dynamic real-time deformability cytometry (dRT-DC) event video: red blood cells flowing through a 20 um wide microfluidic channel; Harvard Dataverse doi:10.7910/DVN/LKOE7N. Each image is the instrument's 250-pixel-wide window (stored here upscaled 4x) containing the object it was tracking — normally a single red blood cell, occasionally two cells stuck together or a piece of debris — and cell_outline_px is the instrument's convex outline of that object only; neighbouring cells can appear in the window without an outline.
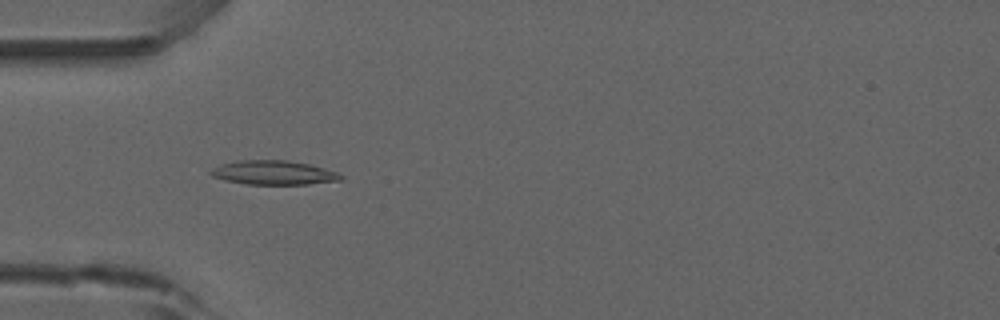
{"species": "common noctule bat (a hibernating species)", "species_latin": "Nyctalus noctula", "temperature_condition": "room temperature", "stored_images_in_passage": 50, "camera_frame_rate_fps": 3000, "um_per_image_px": 0.085, "animal": {"sex": "male", "forearm_length_mm": 52.5}, "frame": {"image": 1, "passage_image": 14, "time_ms": 4.333, "image_size_px": [1000, 320], "cell_outline_px": [[344, 180], [308, 184], [248, 184], [224, 180], [212, 176], [208, 172], [212, 168], [220, 164], [236, 160], [288, 160], [308, 164], [324, 168], [336, 172], [344, 176]], "centroid_in_image_um": [23.24, 14.67], "position_along_channel_um": 61.8, "area_um2": 18.38}}
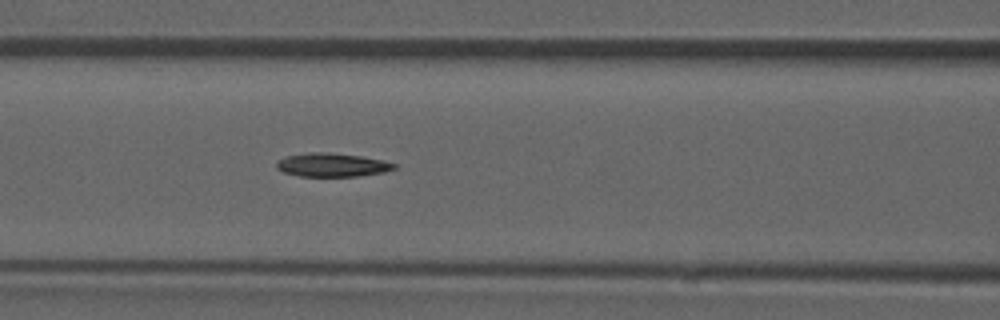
{"frame": {"image": 2, "passage_image": 20, "time_ms": 6.333, "image_size_px": [1000, 320], "cell_outline_px": [[396, 168], [384, 172], [356, 176], [300, 176], [284, 172], [276, 168], [276, 164], [284, 156], [308, 152], [328, 152], [360, 156], [380, 160], [396, 164]], "centroid_in_image_um": [28.19, 14.01], "position_along_channel_um": 138.4, "area_um2": 16.01}}
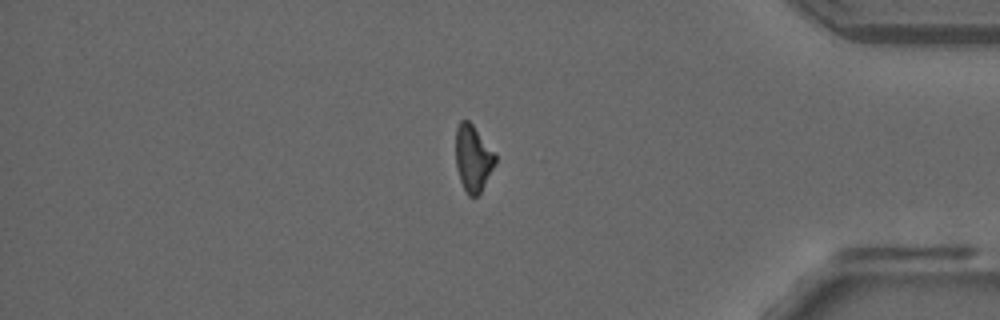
{"frame": {"image": 3, "passage_image": 42, "time_ms": 13.667, "image_size_px": [1000, 320], "cell_outline_px": [[496, 164], [480, 192], [476, 196], [468, 196], [460, 180], [456, 164], [456, 128], [460, 120], [468, 120], [472, 124], [496, 152]], "centroid_in_image_um": [40.22, 13.43], "position_along_channel_um": 395.0, "area_um2": 15.37}, "authors_computed_cell_mechanics": {"area_um2": 16.2996, "velocity_mm_per_s": 3.9118, "shape_relaxation_time_tau1_ms": 8.6521, "shape_relaxation_time_tau2_ms": null, "deformation_change_tau1": 0.224, "deformation_change_tau2": null}}